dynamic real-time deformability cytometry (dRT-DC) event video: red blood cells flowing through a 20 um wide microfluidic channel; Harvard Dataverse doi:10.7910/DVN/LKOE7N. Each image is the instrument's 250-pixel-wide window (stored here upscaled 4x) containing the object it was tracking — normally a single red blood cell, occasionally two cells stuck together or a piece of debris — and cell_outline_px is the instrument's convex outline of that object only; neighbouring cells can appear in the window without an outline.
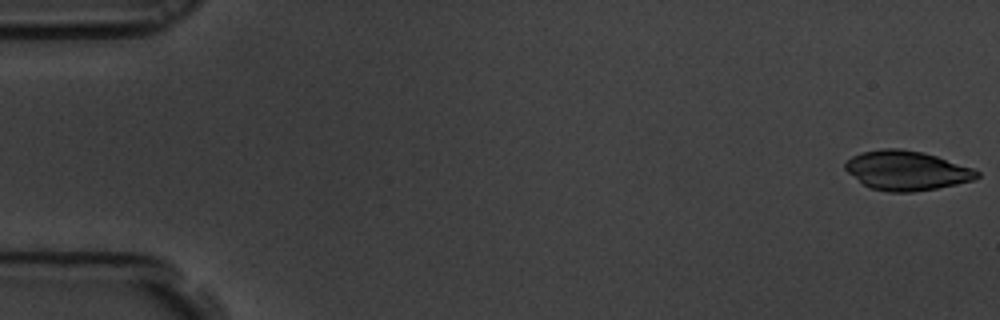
{"species": "common noctule bat (a hibernating species)", "species_latin": "Nyctalus noctula", "temperature_condition": "room temperature", "stored_images_in_passage": 13, "camera_frame_rate_fps": 3000, "um_per_image_px": 0.085, "animal": {"sex": "male", "body_mass_g": 19.5, "forearm_length_mm": 54.6}, "frame": {"image": 1, "passage_image": 1, "time_ms": 0.0, "image_size_px": [1000, 320], "cell_outline_px": [[980, 176], [976, 180], [936, 188], [912, 192], [888, 192], [868, 188], [848, 172], [844, 168], [844, 164], [852, 156], [860, 152], [880, 148], [900, 148], [924, 152], [976, 168], [980, 172]], "centroid_in_image_um": [77.09, 14.48], "position_along_channel_um": 7.9, "area_um2": 30.69}}